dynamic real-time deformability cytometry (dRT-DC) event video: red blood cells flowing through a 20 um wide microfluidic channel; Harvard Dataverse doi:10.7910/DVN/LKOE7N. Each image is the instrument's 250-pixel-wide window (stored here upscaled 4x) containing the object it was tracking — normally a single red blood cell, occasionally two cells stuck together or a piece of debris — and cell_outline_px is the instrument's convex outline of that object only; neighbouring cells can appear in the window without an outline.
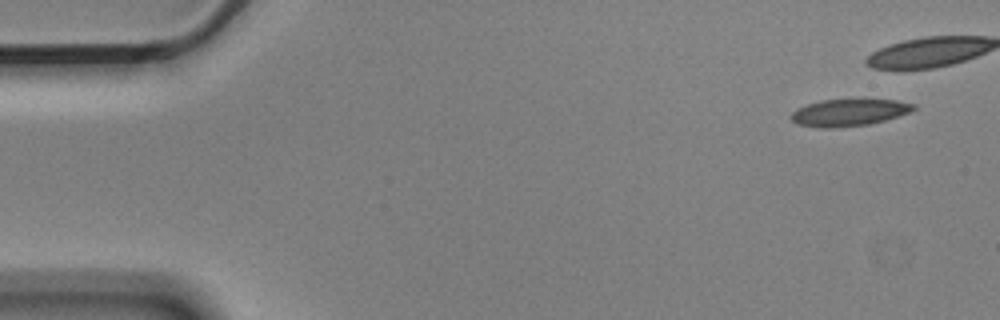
{"species": "Egyptian fruit bat (a non-hibernating species)", "species_latin": "Rousettus aegyptiacus", "temperature_condition": "cold", "stored_images_in_passage": 7, "camera_frame_rate_fps": 3000, "um_per_image_px": 0.085, "animal": {"sex": "male"}, "frame": {"image": 1, "passage_image": 1, "time_ms": 0.0, "image_size_px": [1000, 320], "cell_outline_px": [[916, 108], [912, 112], [884, 120], [868, 124], [832, 128], [820, 128], [796, 124], [788, 116], [796, 108], [820, 100], [896, 100], [916, 104]], "centroid_in_image_um": [72.14, 9.57], "position_along_channel_um": 12.9, "area_um2": 19.25}}
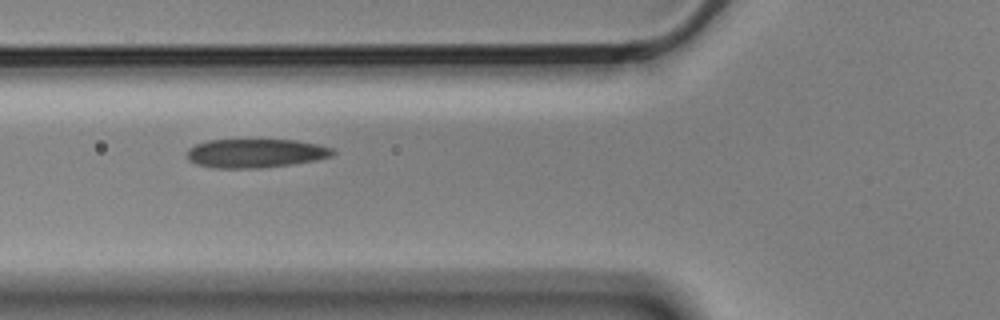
{"frame": {"image": 2, "passage_image": 6, "time_ms": 1.667, "image_size_px": [1000, 320], "cell_outline_px": [[336, 152], [332, 156], [316, 160], [292, 164], [260, 168], [212, 168], [196, 164], [188, 160], [188, 148], [196, 144], [208, 140], [296, 140], [316, 144], [332, 148]], "centroid_in_image_um": [21.72, 13.03], "position_along_channel_um": 104.1, "area_um2": 24.51}}
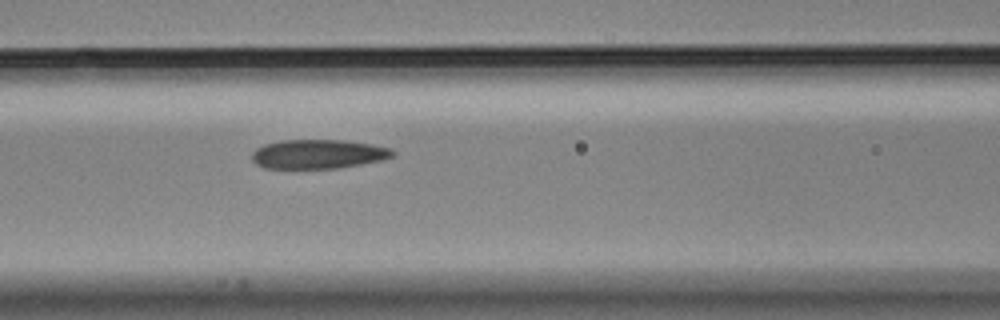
{"frame": {"image": 3, "passage_image": 7, "time_ms": 2.0, "image_size_px": [1000, 320], "cell_outline_px": [[396, 152], [392, 156], [384, 160], [336, 168], [264, 168], [256, 164], [252, 160], [252, 152], [256, 148], [264, 144], [280, 140], [344, 140], [392, 148]], "centroid_in_image_um": [27.03, 13.09], "position_along_channel_um": 139.6, "area_um2": 23.93}}